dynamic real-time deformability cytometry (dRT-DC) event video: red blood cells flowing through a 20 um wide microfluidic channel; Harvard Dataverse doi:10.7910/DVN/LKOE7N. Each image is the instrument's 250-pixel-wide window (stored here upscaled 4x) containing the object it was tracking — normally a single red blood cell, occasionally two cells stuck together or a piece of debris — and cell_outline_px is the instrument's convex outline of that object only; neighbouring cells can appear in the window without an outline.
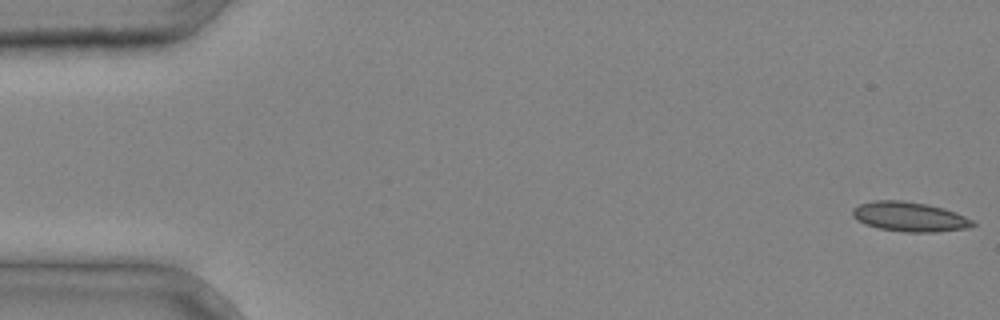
{"species": "common noctule bat (a hibernating species)", "species_latin": "Nyctalus noctula", "temperature_condition": "cold", "stored_images_in_passage": 4, "camera_frame_rate_fps": 3000, "um_per_image_px": 0.085, "animal": {"sex": "male", "body_mass_g": 20.4}, "frame": {"image": 1, "passage_image": 1, "time_ms": 0.0, "image_size_px": [1000, 320], "cell_outline_px": [[976, 224], [968, 228], [936, 232], [904, 232], [880, 228], [864, 224], [856, 220], [852, 216], [852, 208], [860, 204], [872, 200], [900, 200], [928, 204], [944, 208], [956, 212], [972, 220]], "centroid_in_image_um": [77.29, 18.42], "position_along_channel_um": 7.7, "area_um2": 20.87}}
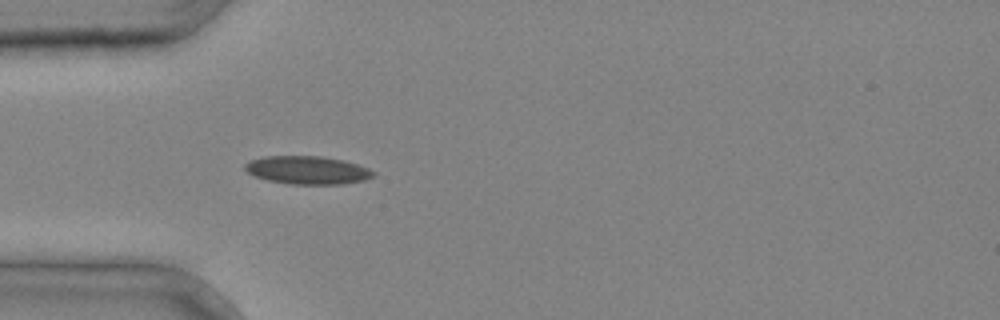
{"frame": {"image": 2, "passage_image": 4, "time_ms": 1.0, "image_size_px": [1000, 320], "cell_outline_px": [[376, 176], [364, 180], [344, 184], [292, 184], [268, 180], [256, 176], [248, 172], [244, 168], [244, 164], [248, 160], [264, 156], [320, 156], [344, 160], [368, 168], [376, 172]], "centroid_in_image_um": [26.15, 14.45], "position_along_channel_um": 58.9, "area_um2": 21.1}}